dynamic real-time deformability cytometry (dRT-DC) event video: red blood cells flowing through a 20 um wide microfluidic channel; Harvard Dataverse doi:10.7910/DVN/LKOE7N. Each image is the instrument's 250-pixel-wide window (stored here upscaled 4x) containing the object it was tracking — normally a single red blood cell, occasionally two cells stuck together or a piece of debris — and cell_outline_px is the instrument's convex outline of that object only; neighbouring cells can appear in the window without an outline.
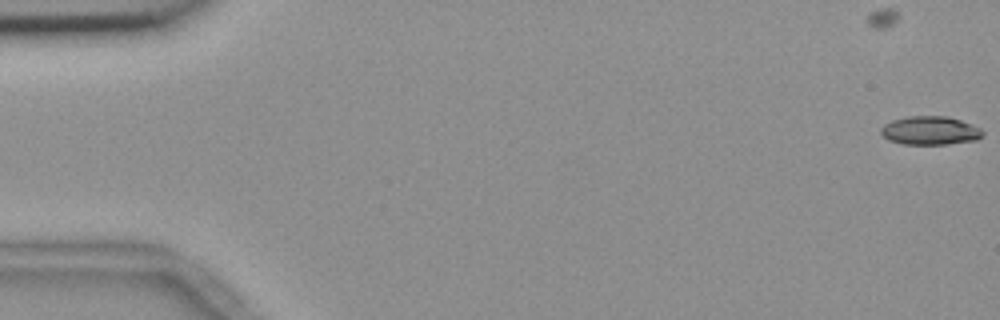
{"species": "common noctule bat (a hibernating species)", "species_latin": "Nyctalus noctula", "temperature_condition": "room temperature", "stored_images_in_passage": 57, "camera_frame_rate_fps": 3000, "um_per_image_px": 0.085, "animal": {"sex": "female", "body_mass_g": 18.4}, "frame": {"image": 1, "passage_image": 1, "time_ms": 0.0, "image_size_px": [1000, 320], "cell_outline_px": [[984, 136], [976, 140], [948, 144], [904, 144], [888, 140], [880, 132], [880, 128], [884, 124], [892, 120], [908, 116], [948, 116], [972, 124], [980, 128], [984, 132]], "centroid_in_image_um": [79.07, 11.09], "position_along_channel_um": 5.9, "area_um2": 17.05}}
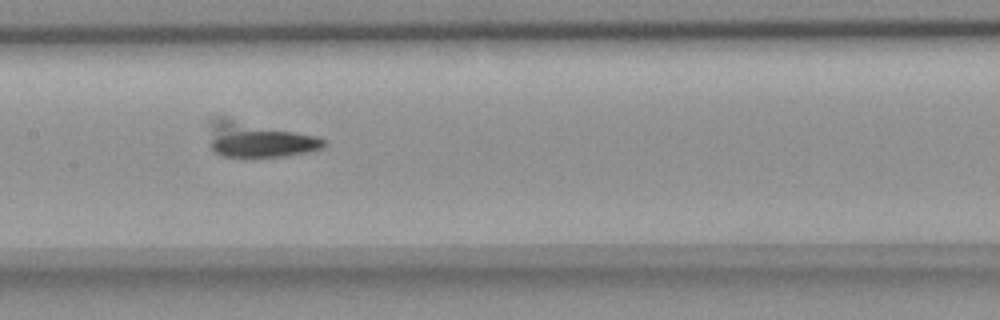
{"frame": {"image": 2, "passage_image": 28, "time_ms": 9.0, "image_size_px": [1000, 320], "cell_outline_px": [[328, 144], [324, 148], [284, 156], [220, 156], [208, 144], [208, 120], [212, 116], [224, 116], [316, 136], [328, 140]], "centroid_in_image_um": [21.89, 11.82], "position_along_channel_um": 185.5, "area_um2": 24.1}}
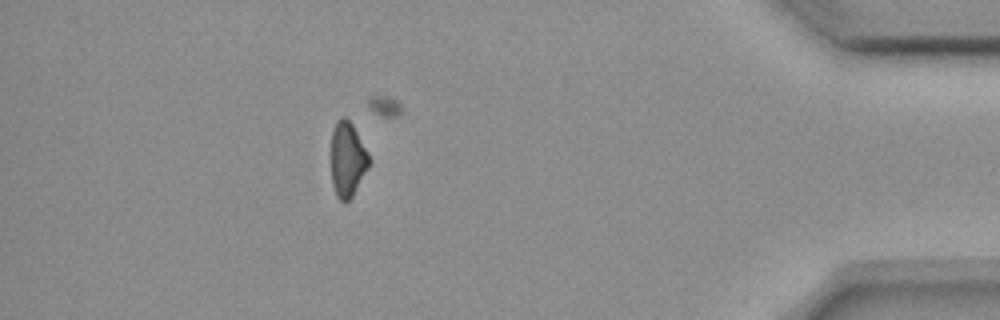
{"frame": {"image": 3, "passage_image": 50, "time_ms": 16.333, "image_size_px": [1000, 320], "cell_outline_px": [[368, 168], [352, 196], [344, 204], [336, 196], [332, 184], [332, 132], [336, 120], [340, 116], [344, 116], [352, 124], [368, 152]], "centroid_in_image_um": [29.52, 13.54], "position_along_channel_um": 405.7, "area_um2": 16.36}}